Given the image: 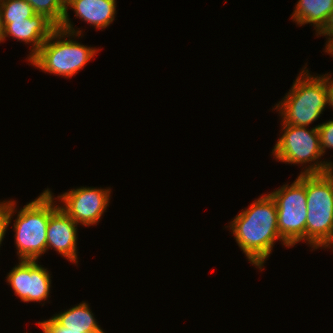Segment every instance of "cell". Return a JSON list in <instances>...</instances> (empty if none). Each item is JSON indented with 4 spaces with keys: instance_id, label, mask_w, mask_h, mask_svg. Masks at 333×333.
I'll use <instances>...</instances> for the list:
<instances>
[{
    "instance_id": "cell-1",
    "label": "cell",
    "mask_w": 333,
    "mask_h": 333,
    "mask_svg": "<svg viewBox=\"0 0 333 333\" xmlns=\"http://www.w3.org/2000/svg\"><path fill=\"white\" fill-rule=\"evenodd\" d=\"M227 226L250 264L260 270L272 253L276 240L290 247L278 230L277 207L270 194L261 195Z\"/></svg>"
},
{
    "instance_id": "cell-2",
    "label": "cell",
    "mask_w": 333,
    "mask_h": 333,
    "mask_svg": "<svg viewBox=\"0 0 333 333\" xmlns=\"http://www.w3.org/2000/svg\"><path fill=\"white\" fill-rule=\"evenodd\" d=\"M55 198L47 188L18 211L13 229L19 260L38 261L39 257L47 252L49 218L59 207L55 204Z\"/></svg>"
},
{
    "instance_id": "cell-3",
    "label": "cell",
    "mask_w": 333,
    "mask_h": 333,
    "mask_svg": "<svg viewBox=\"0 0 333 333\" xmlns=\"http://www.w3.org/2000/svg\"><path fill=\"white\" fill-rule=\"evenodd\" d=\"M326 105L325 74L313 76L304 66L289 92L274 108L284 124L307 127L323 114Z\"/></svg>"
},
{
    "instance_id": "cell-4",
    "label": "cell",
    "mask_w": 333,
    "mask_h": 333,
    "mask_svg": "<svg viewBox=\"0 0 333 333\" xmlns=\"http://www.w3.org/2000/svg\"><path fill=\"white\" fill-rule=\"evenodd\" d=\"M307 199L306 242L311 248H329L333 242V170L305 174Z\"/></svg>"
},
{
    "instance_id": "cell-5",
    "label": "cell",
    "mask_w": 333,
    "mask_h": 333,
    "mask_svg": "<svg viewBox=\"0 0 333 333\" xmlns=\"http://www.w3.org/2000/svg\"><path fill=\"white\" fill-rule=\"evenodd\" d=\"M75 36L82 37V35L67 32L57 27L41 48L29 59V62L46 73L65 78L72 77L83 69L99 51L97 48L80 44L76 40L73 41L72 38Z\"/></svg>"
},
{
    "instance_id": "cell-6",
    "label": "cell",
    "mask_w": 333,
    "mask_h": 333,
    "mask_svg": "<svg viewBox=\"0 0 333 333\" xmlns=\"http://www.w3.org/2000/svg\"><path fill=\"white\" fill-rule=\"evenodd\" d=\"M283 132L276 142L272 155L276 160L288 164L309 163L300 174H320L333 170L331 161H319L324 156L320 147L318 127H307L280 123ZM313 162V163H312Z\"/></svg>"
},
{
    "instance_id": "cell-7",
    "label": "cell",
    "mask_w": 333,
    "mask_h": 333,
    "mask_svg": "<svg viewBox=\"0 0 333 333\" xmlns=\"http://www.w3.org/2000/svg\"><path fill=\"white\" fill-rule=\"evenodd\" d=\"M276 202L280 237L293 247L306 242L307 199L305 174H299L291 184H285L269 193Z\"/></svg>"
},
{
    "instance_id": "cell-8",
    "label": "cell",
    "mask_w": 333,
    "mask_h": 333,
    "mask_svg": "<svg viewBox=\"0 0 333 333\" xmlns=\"http://www.w3.org/2000/svg\"><path fill=\"white\" fill-rule=\"evenodd\" d=\"M111 189L79 187L58 195L56 200L62 202V209L77 224L83 226L97 225L110 203Z\"/></svg>"
},
{
    "instance_id": "cell-9",
    "label": "cell",
    "mask_w": 333,
    "mask_h": 333,
    "mask_svg": "<svg viewBox=\"0 0 333 333\" xmlns=\"http://www.w3.org/2000/svg\"><path fill=\"white\" fill-rule=\"evenodd\" d=\"M51 274L37 261L19 260L6 277L16 296L23 302H41L48 299Z\"/></svg>"
},
{
    "instance_id": "cell-10",
    "label": "cell",
    "mask_w": 333,
    "mask_h": 333,
    "mask_svg": "<svg viewBox=\"0 0 333 333\" xmlns=\"http://www.w3.org/2000/svg\"><path fill=\"white\" fill-rule=\"evenodd\" d=\"M116 6V0H68L65 3L66 13L59 28L78 35L82 34L79 28L76 30L73 27L68 15V7L74 10L76 17L96 29L107 28L115 19Z\"/></svg>"
},
{
    "instance_id": "cell-11",
    "label": "cell",
    "mask_w": 333,
    "mask_h": 333,
    "mask_svg": "<svg viewBox=\"0 0 333 333\" xmlns=\"http://www.w3.org/2000/svg\"><path fill=\"white\" fill-rule=\"evenodd\" d=\"M59 207L50 215L47 226V251L54 248L56 252L71 263H78L77 226Z\"/></svg>"
},
{
    "instance_id": "cell-12",
    "label": "cell",
    "mask_w": 333,
    "mask_h": 333,
    "mask_svg": "<svg viewBox=\"0 0 333 333\" xmlns=\"http://www.w3.org/2000/svg\"><path fill=\"white\" fill-rule=\"evenodd\" d=\"M3 25L4 40L6 37L11 36L13 39L32 45L28 60L41 48L57 28L48 18L41 14H35L26 20L3 23Z\"/></svg>"
},
{
    "instance_id": "cell-13",
    "label": "cell",
    "mask_w": 333,
    "mask_h": 333,
    "mask_svg": "<svg viewBox=\"0 0 333 333\" xmlns=\"http://www.w3.org/2000/svg\"><path fill=\"white\" fill-rule=\"evenodd\" d=\"M333 9V0H298L292 13L297 25L313 24L317 34L326 24Z\"/></svg>"
},
{
    "instance_id": "cell-14",
    "label": "cell",
    "mask_w": 333,
    "mask_h": 333,
    "mask_svg": "<svg viewBox=\"0 0 333 333\" xmlns=\"http://www.w3.org/2000/svg\"><path fill=\"white\" fill-rule=\"evenodd\" d=\"M52 317L67 329L82 330V333H105L85 301Z\"/></svg>"
},
{
    "instance_id": "cell-15",
    "label": "cell",
    "mask_w": 333,
    "mask_h": 333,
    "mask_svg": "<svg viewBox=\"0 0 333 333\" xmlns=\"http://www.w3.org/2000/svg\"><path fill=\"white\" fill-rule=\"evenodd\" d=\"M31 6L35 14L44 15L56 27L63 22L66 7L62 0H26Z\"/></svg>"
},
{
    "instance_id": "cell-16",
    "label": "cell",
    "mask_w": 333,
    "mask_h": 333,
    "mask_svg": "<svg viewBox=\"0 0 333 333\" xmlns=\"http://www.w3.org/2000/svg\"><path fill=\"white\" fill-rule=\"evenodd\" d=\"M3 23L26 20L35 15L32 6L26 0H0Z\"/></svg>"
},
{
    "instance_id": "cell-17",
    "label": "cell",
    "mask_w": 333,
    "mask_h": 333,
    "mask_svg": "<svg viewBox=\"0 0 333 333\" xmlns=\"http://www.w3.org/2000/svg\"><path fill=\"white\" fill-rule=\"evenodd\" d=\"M15 203L14 200L0 202V247L9 224L11 223V218L13 217L14 212H17Z\"/></svg>"
},
{
    "instance_id": "cell-18",
    "label": "cell",
    "mask_w": 333,
    "mask_h": 333,
    "mask_svg": "<svg viewBox=\"0 0 333 333\" xmlns=\"http://www.w3.org/2000/svg\"><path fill=\"white\" fill-rule=\"evenodd\" d=\"M322 154L328 149H333V120L317 125Z\"/></svg>"
},
{
    "instance_id": "cell-19",
    "label": "cell",
    "mask_w": 333,
    "mask_h": 333,
    "mask_svg": "<svg viewBox=\"0 0 333 333\" xmlns=\"http://www.w3.org/2000/svg\"><path fill=\"white\" fill-rule=\"evenodd\" d=\"M37 324L40 326L43 333H82V330L67 329L61 326L53 317L38 322Z\"/></svg>"
},
{
    "instance_id": "cell-20",
    "label": "cell",
    "mask_w": 333,
    "mask_h": 333,
    "mask_svg": "<svg viewBox=\"0 0 333 333\" xmlns=\"http://www.w3.org/2000/svg\"><path fill=\"white\" fill-rule=\"evenodd\" d=\"M318 35L328 37L327 41H326L327 43H325V45H326L325 50H327L333 44V9L329 14L326 24L317 33L316 36H318Z\"/></svg>"
},
{
    "instance_id": "cell-21",
    "label": "cell",
    "mask_w": 333,
    "mask_h": 333,
    "mask_svg": "<svg viewBox=\"0 0 333 333\" xmlns=\"http://www.w3.org/2000/svg\"><path fill=\"white\" fill-rule=\"evenodd\" d=\"M326 88L328 93V106H331L333 109V79L331 74H325Z\"/></svg>"
},
{
    "instance_id": "cell-22",
    "label": "cell",
    "mask_w": 333,
    "mask_h": 333,
    "mask_svg": "<svg viewBox=\"0 0 333 333\" xmlns=\"http://www.w3.org/2000/svg\"><path fill=\"white\" fill-rule=\"evenodd\" d=\"M4 42V25L2 22V15L0 10V43Z\"/></svg>"
},
{
    "instance_id": "cell-23",
    "label": "cell",
    "mask_w": 333,
    "mask_h": 333,
    "mask_svg": "<svg viewBox=\"0 0 333 333\" xmlns=\"http://www.w3.org/2000/svg\"><path fill=\"white\" fill-rule=\"evenodd\" d=\"M325 52L333 57V44Z\"/></svg>"
}]
</instances>
